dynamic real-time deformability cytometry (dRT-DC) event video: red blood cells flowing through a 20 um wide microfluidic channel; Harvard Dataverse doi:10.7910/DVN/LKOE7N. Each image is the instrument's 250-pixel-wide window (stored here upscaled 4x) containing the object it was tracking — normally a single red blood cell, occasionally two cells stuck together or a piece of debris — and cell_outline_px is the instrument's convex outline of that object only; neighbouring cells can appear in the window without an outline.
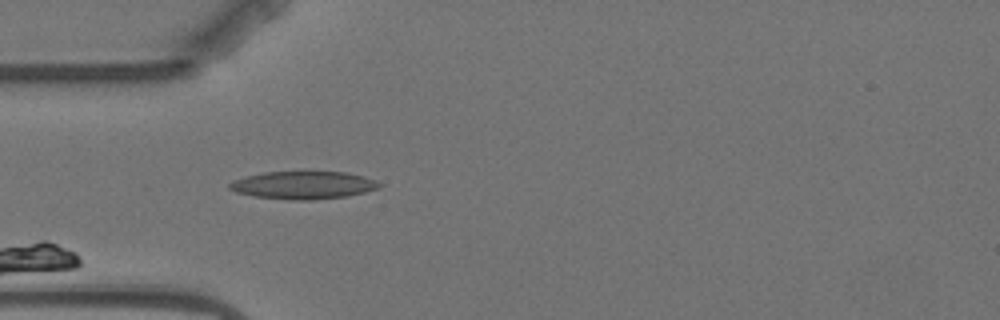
{"species": "Egyptian fruit bat (a non-hibernating species)", "species_latin": "Rousettus aegyptiacus", "temperature_condition": "warm", "stored_images_in_passage": 5, "camera_frame_rate_fps": 3000, "um_per_image_px": 0.085, "animal": {"sex": "female"}, "frame": {"image": 1, "passage_image": 5, "time_ms": 4.667, "image_size_px": [1000, 320], "cell_outline_px": [[384, 184], [380, 188], [348, 196], [312, 200], [292, 200], [256, 196], [236, 192], [228, 188], [228, 184], [232, 180], [264, 172], [300, 168], [348, 172], [364, 176], [376, 180]], "centroid_in_image_um": [25.83, 15.68], "position_along_channel_um": 59.2, "area_um2": 25.49}}